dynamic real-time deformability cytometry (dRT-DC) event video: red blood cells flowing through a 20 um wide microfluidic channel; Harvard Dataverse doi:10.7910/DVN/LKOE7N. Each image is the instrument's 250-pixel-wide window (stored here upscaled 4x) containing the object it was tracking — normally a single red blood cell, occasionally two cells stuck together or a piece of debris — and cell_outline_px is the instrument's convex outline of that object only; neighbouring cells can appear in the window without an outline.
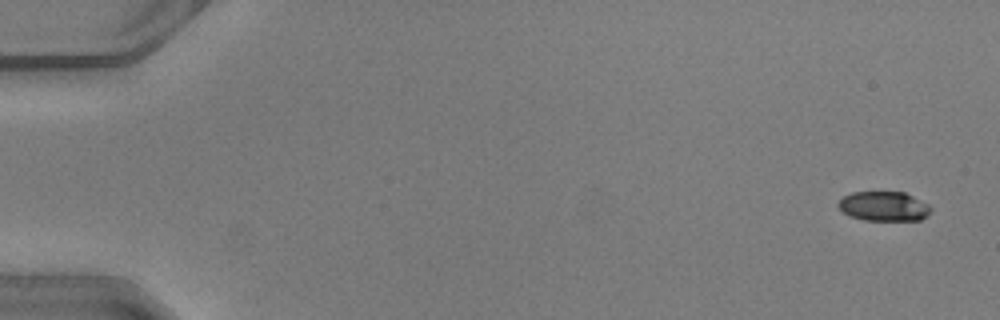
{"species": "common noctule bat (a hibernating species)", "species_latin": "Nyctalus noctula", "temperature_condition": "warm", "stored_images_in_passage": 52, "camera_frame_rate_fps": 3000, "um_per_image_px": 0.085, "animal": {"sex": "male", "body_mass_g": 20.5, "forearm_length_mm": 52.5}, "frame": {"image": 1, "passage_image": 3, "time_ms": 0.667, "image_size_px": [1000, 320], "cell_outline_px": [[932, 208], [928, 216], [920, 220], [864, 220], [848, 216], [836, 204], [844, 196], [852, 192], [904, 192], [928, 204]], "centroid_in_image_um": [75.13, 17.54], "position_along_channel_um": 9.9, "area_um2": 15.95}}
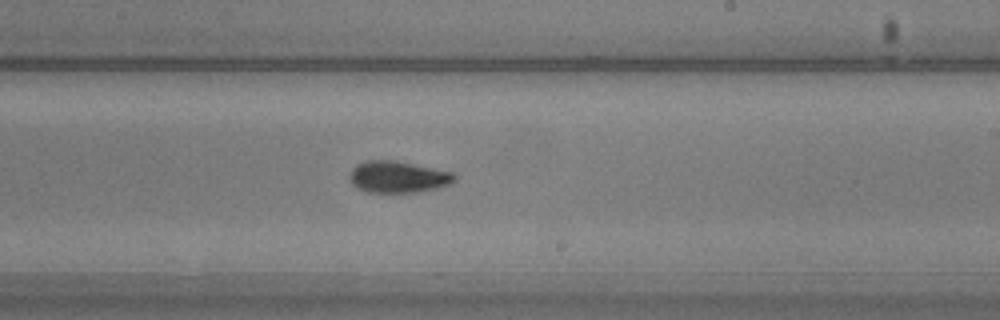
{"frame": {"image": 2, "passage_image": 32, "time_ms": 10.333, "image_size_px": [1000, 320], "cell_outline_px": [[456, 180], [448, 184], [436, 188], [420, 192], [368, 192], [356, 188], [352, 184], [348, 176], [352, 168], [356, 164], [368, 160], [396, 160], [452, 172], [456, 176]], "centroid_in_image_um": [33.79, 15.03], "position_along_channel_um": 255.2, "area_um2": 19.42}}
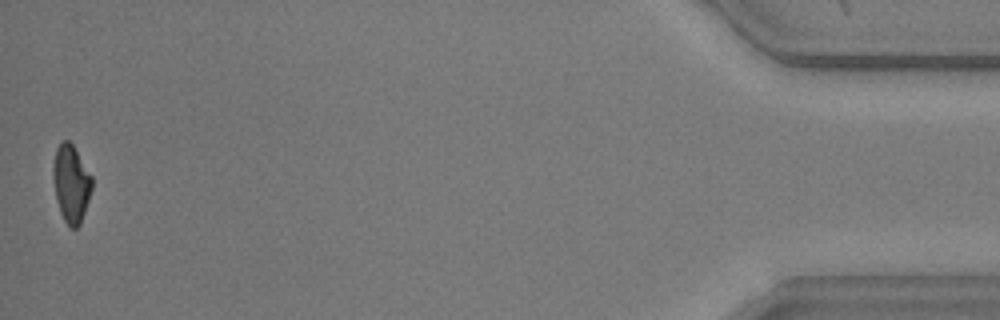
{"frame": {"image": 3, "passage_image": 51, "time_ms": 16.667, "image_size_px": [1000, 320], "cell_outline_px": [[92, 188], [80, 224], [76, 228], [72, 228], [64, 220], [60, 212], [56, 200], [52, 172], [52, 168], [56, 148], [64, 140], [68, 140], [72, 144], [92, 176]], "centroid_in_image_um": [6.03, 15.59], "position_along_channel_um": 429.2, "area_um2": 17.34}}